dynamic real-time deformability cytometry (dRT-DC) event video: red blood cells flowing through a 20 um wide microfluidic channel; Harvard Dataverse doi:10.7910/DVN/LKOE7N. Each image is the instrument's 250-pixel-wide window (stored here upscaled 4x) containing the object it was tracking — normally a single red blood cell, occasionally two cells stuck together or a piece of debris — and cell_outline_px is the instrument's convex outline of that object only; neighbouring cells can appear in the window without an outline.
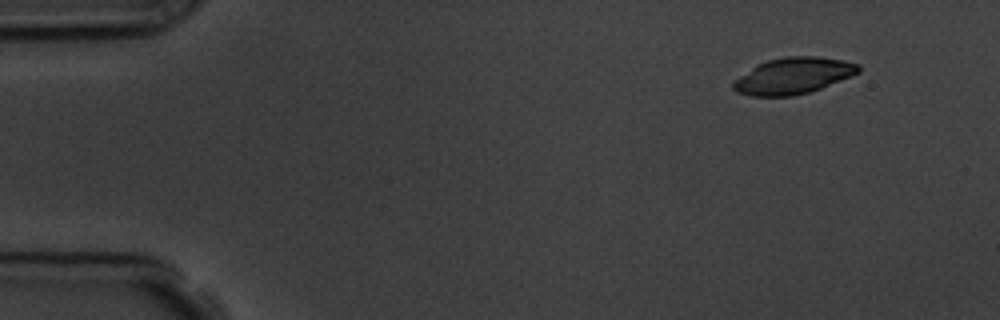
{"species": "common noctule bat (a hibernating species)", "species_latin": "Nyctalus noctula", "temperature_condition": "room temperature", "stored_images_in_passage": 2, "camera_frame_rate_fps": 3000, "um_per_image_px": 0.085, "animal": {"sex": "male", "body_mass_g": 19.5, "forearm_length_mm": 54.6}, "frame": {"image": 1, "passage_image": 2, "time_ms": 1.333, "image_size_px": [1000, 320], "cell_outline_px": [[860, 72], [820, 88], [808, 92], [792, 96], [752, 96], [736, 92], [732, 88], [732, 84], [740, 76], [756, 64], [768, 60], [784, 56], [816, 56], [844, 60], [860, 64]], "centroid_in_image_um": [67.42, 6.43], "position_along_channel_um": 17.6, "area_um2": 26.36}}